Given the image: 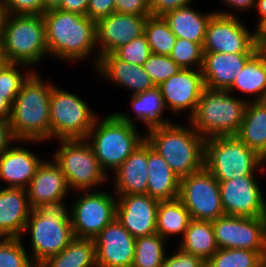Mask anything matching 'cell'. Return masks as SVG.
<instances>
[{
	"instance_id": "obj_1",
	"label": "cell",
	"mask_w": 266,
	"mask_h": 267,
	"mask_svg": "<svg viewBox=\"0 0 266 267\" xmlns=\"http://www.w3.org/2000/svg\"><path fill=\"white\" fill-rule=\"evenodd\" d=\"M43 19L49 56L76 63L91 57L94 59V69L97 67L99 53L95 20L60 9L46 11ZM94 49L97 52L94 53Z\"/></svg>"
},
{
	"instance_id": "obj_2",
	"label": "cell",
	"mask_w": 266,
	"mask_h": 267,
	"mask_svg": "<svg viewBox=\"0 0 266 267\" xmlns=\"http://www.w3.org/2000/svg\"><path fill=\"white\" fill-rule=\"evenodd\" d=\"M54 83L34 71L23 83L11 106L10 124L18 141H49L50 98Z\"/></svg>"
},
{
	"instance_id": "obj_3",
	"label": "cell",
	"mask_w": 266,
	"mask_h": 267,
	"mask_svg": "<svg viewBox=\"0 0 266 267\" xmlns=\"http://www.w3.org/2000/svg\"><path fill=\"white\" fill-rule=\"evenodd\" d=\"M187 123L184 126L172 122L144 132L146 141L180 178L204 167L205 138Z\"/></svg>"
},
{
	"instance_id": "obj_4",
	"label": "cell",
	"mask_w": 266,
	"mask_h": 267,
	"mask_svg": "<svg viewBox=\"0 0 266 267\" xmlns=\"http://www.w3.org/2000/svg\"><path fill=\"white\" fill-rule=\"evenodd\" d=\"M0 37L10 63L35 68L49 56L43 15L3 14Z\"/></svg>"
},
{
	"instance_id": "obj_5",
	"label": "cell",
	"mask_w": 266,
	"mask_h": 267,
	"mask_svg": "<svg viewBox=\"0 0 266 267\" xmlns=\"http://www.w3.org/2000/svg\"><path fill=\"white\" fill-rule=\"evenodd\" d=\"M227 90L205 88L194 115L188 120L205 139L237 135L248 100Z\"/></svg>"
},
{
	"instance_id": "obj_6",
	"label": "cell",
	"mask_w": 266,
	"mask_h": 267,
	"mask_svg": "<svg viewBox=\"0 0 266 267\" xmlns=\"http://www.w3.org/2000/svg\"><path fill=\"white\" fill-rule=\"evenodd\" d=\"M99 118L86 140L91 144L105 173H113L145 140V133L139 132L137 126L122 121L115 113Z\"/></svg>"
},
{
	"instance_id": "obj_7",
	"label": "cell",
	"mask_w": 266,
	"mask_h": 267,
	"mask_svg": "<svg viewBox=\"0 0 266 267\" xmlns=\"http://www.w3.org/2000/svg\"><path fill=\"white\" fill-rule=\"evenodd\" d=\"M24 233H30V256L37 266L59 254L75 238L68 205L32 209Z\"/></svg>"
},
{
	"instance_id": "obj_8",
	"label": "cell",
	"mask_w": 266,
	"mask_h": 267,
	"mask_svg": "<svg viewBox=\"0 0 266 267\" xmlns=\"http://www.w3.org/2000/svg\"><path fill=\"white\" fill-rule=\"evenodd\" d=\"M264 166L265 160L236 135L205 139L204 167L218 181L252 175Z\"/></svg>"
},
{
	"instance_id": "obj_9",
	"label": "cell",
	"mask_w": 266,
	"mask_h": 267,
	"mask_svg": "<svg viewBox=\"0 0 266 267\" xmlns=\"http://www.w3.org/2000/svg\"><path fill=\"white\" fill-rule=\"evenodd\" d=\"M57 141L60 146L52 159L64 173L70 191L99 190L110 174H106L100 166L91 144L86 139Z\"/></svg>"
},
{
	"instance_id": "obj_10",
	"label": "cell",
	"mask_w": 266,
	"mask_h": 267,
	"mask_svg": "<svg viewBox=\"0 0 266 267\" xmlns=\"http://www.w3.org/2000/svg\"><path fill=\"white\" fill-rule=\"evenodd\" d=\"M55 86L49 105L50 139H86L99 116L78 94Z\"/></svg>"
},
{
	"instance_id": "obj_11",
	"label": "cell",
	"mask_w": 266,
	"mask_h": 267,
	"mask_svg": "<svg viewBox=\"0 0 266 267\" xmlns=\"http://www.w3.org/2000/svg\"><path fill=\"white\" fill-rule=\"evenodd\" d=\"M77 193L79 197L68 207L74 236L94 239L116 218L117 196L104 189Z\"/></svg>"
},
{
	"instance_id": "obj_12",
	"label": "cell",
	"mask_w": 266,
	"mask_h": 267,
	"mask_svg": "<svg viewBox=\"0 0 266 267\" xmlns=\"http://www.w3.org/2000/svg\"><path fill=\"white\" fill-rule=\"evenodd\" d=\"M258 33L250 32L240 18L230 11L215 10L211 16L203 43L204 52L256 53Z\"/></svg>"
},
{
	"instance_id": "obj_13",
	"label": "cell",
	"mask_w": 266,
	"mask_h": 267,
	"mask_svg": "<svg viewBox=\"0 0 266 267\" xmlns=\"http://www.w3.org/2000/svg\"><path fill=\"white\" fill-rule=\"evenodd\" d=\"M178 199L189 211L191 219L214 221L225 215L219 182L205 167L180 178Z\"/></svg>"
},
{
	"instance_id": "obj_14",
	"label": "cell",
	"mask_w": 266,
	"mask_h": 267,
	"mask_svg": "<svg viewBox=\"0 0 266 267\" xmlns=\"http://www.w3.org/2000/svg\"><path fill=\"white\" fill-rule=\"evenodd\" d=\"M212 225L219 249L266 251V217L223 215Z\"/></svg>"
},
{
	"instance_id": "obj_15",
	"label": "cell",
	"mask_w": 266,
	"mask_h": 267,
	"mask_svg": "<svg viewBox=\"0 0 266 267\" xmlns=\"http://www.w3.org/2000/svg\"><path fill=\"white\" fill-rule=\"evenodd\" d=\"M256 174L218 181L225 215L266 217V200Z\"/></svg>"
},
{
	"instance_id": "obj_16",
	"label": "cell",
	"mask_w": 266,
	"mask_h": 267,
	"mask_svg": "<svg viewBox=\"0 0 266 267\" xmlns=\"http://www.w3.org/2000/svg\"><path fill=\"white\" fill-rule=\"evenodd\" d=\"M157 87L166 109L175 115L187 111V120L194 115L206 88L201 69H181Z\"/></svg>"
},
{
	"instance_id": "obj_17",
	"label": "cell",
	"mask_w": 266,
	"mask_h": 267,
	"mask_svg": "<svg viewBox=\"0 0 266 267\" xmlns=\"http://www.w3.org/2000/svg\"><path fill=\"white\" fill-rule=\"evenodd\" d=\"M116 196V219L135 239L157 233L158 200L148 194Z\"/></svg>"
},
{
	"instance_id": "obj_18",
	"label": "cell",
	"mask_w": 266,
	"mask_h": 267,
	"mask_svg": "<svg viewBox=\"0 0 266 267\" xmlns=\"http://www.w3.org/2000/svg\"><path fill=\"white\" fill-rule=\"evenodd\" d=\"M97 267H132L136 239L115 218L94 238Z\"/></svg>"
},
{
	"instance_id": "obj_19",
	"label": "cell",
	"mask_w": 266,
	"mask_h": 267,
	"mask_svg": "<svg viewBox=\"0 0 266 267\" xmlns=\"http://www.w3.org/2000/svg\"><path fill=\"white\" fill-rule=\"evenodd\" d=\"M26 190L32 209L67 205L64 201L72 192L64 173L53 159L43 160Z\"/></svg>"
},
{
	"instance_id": "obj_20",
	"label": "cell",
	"mask_w": 266,
	"mask_h": 267,
	"mask_svg": "<svg viewBox=\"0 0 266 267\" xmlns=\"http://www.w3.org/2000/svg\"><path fill=\"white\" fill-rule=\"evenodd\" d=\"M151 15L112 13L96 22L99 60L144 34L146 19Z\"/></svg>"
},
{
	"instance_id": "obj_21",
	"label": "cell",
	"mask_w": 266,
	"mask_h": 267,
	"mask_svg": "<svg viewBox=\"0 0 266 267\" xmlns=\"http://www.w3.org/2000/svg\"><path fill=\"white\" fill-rule=\"evenodd\" d=\"M41 141H16L12 146L0 154V181L7 184V188L27 189L39 165L44 159L35 155L32 150L20 144L40 143Z\"/></svg>"
},
{
	"instance_id": "obj_22",
	"label": "cell",
	"mask_w": 266,
	"mask_h": 267,
	"mask_svg": "<svg viewBox=\"0 0 266 267\" xmlns=\"http://www.w3.org/2000/svg\"><path fill=\"white\" fill-rule=\"evenodd\" d=\"M255 54L204 52L201 71L206 88L228 90Z\"/></svg>"
},
{
	"instance_id": "obj_23",
	"label": "cell",
	"mask_w": 266,
	"mask_h": 267,
	"mask_svg": "<svg viewBox=\"0 0 266 267\" xmlns=\"http://www.w3.org/2000/svg\"><path fill=\"white\" fill-rule=\"evenodd\" d=\"M101 79L132 91V95L155 88L143 66L123 62L114 54H106L94 69Z\"/></svg>"
},
{
	"instance_id": "obj_24",
	"label": "cell",
	"mask_w": 266,
	"mask_h": 267,
	"mask_svg": "<svg viewBox=\"0 0 266 267\" xmlns=\"http://www.w3.org/2000/svg\"><path fill=\"white\" fill-rule=\"evenodd\" d=\"M148 142L137 146L130 156L112 173L114 195L147 194Z\"/></svg>"
},
{
	"instance_id": "obj_25",
	"label": "cell",
	"mask_w": 266,
	"mask_h": 267,
	"mask_svg": "<svg viewBox=\"0 0 266 267\" xmlns=\"http://www.w3.org/2000/svg\"><path fill=\"white\" fill-rule=\"evenodd\" d=\"M32 208L26 189L0 188V238H23Z\"/></svg>"
},
{
	"instance_id": "obj_26",
	"label": "cell",
	"mask_w": 266,
	"mask_h": 267,
	"mask_svg": "<svg viewBox=\"0 0 266 267\" xmlns=\"http://www.w3.org/2000/svg\"><path fill=\"white\" fill-rule=\"evenodd\" d=\"M147 194L158 201H170L179 197L180 177L164 158L148 143Z\"/></svg>"
},
{
	"instance_id": "obj_27",
	"label": "cell",
	"mask_w": 266,
	"mask_h": 267,
	"mask_svg": "<svg viewBox=\"0 0 266 267\" xmlns=\"http://www.w3.org/2000/svg\"><path fill=\"white\" fill-rule=\"evenodd\" d=\"M130 97L132 98L130 100L132 111L136 115L134 118H131L130 114L128 115L125 112H114L122 121L137 126L135 120H138L147 130L158 127L159 125L172 123L171 119L169 120L168 118L166 119L165 116L164 118L162 116L167 109L158 87L136 95H131Z\"/></svg>"
},
{
	"instance_id": "obj_28",
	"label": "cell",
	"mask_w": 266,
	"mask_h": 267,
	"mask_svg": "<svg viewBox=\"0 0 266 267\" xmlns=\"http://www.w3.org/2000/svg\"><path fill=\"white\" fill-rule=\"evenodd\" d=\"M193 6L191 4L168 11L162 17L177 38L204 43L207 24L215 11L198 12L197 9L192 8Z\"/></svg>"
},
{
	"instance_id": "obj_29",
	"label": "cell",
	"mask_w": 266,
	"mask_h": 267,
	"mask_svg": "<svg viewBox=\"0 0 266 267\" xmlns=\"http://www.w3.org/2000/svg\"><path fill=\"white\" fill-rule=\"evenodd\" d=\"M236 136L260 157L266 159V100L248 101Z\"/></svg>"
},
{
	"instance_id": "obj_30",
	"label": "cell",
	"mask_w": 266,
	"mask_h": 267,
	"mask_svg": "<svg viewBox=\"0 0 266 267\" xmlns=\"http://www.w3.org/2000/svg\"><path fill=\"white\" fill-rule=\"evenodd\" d=\"M178 247L207 262L219 249L215 240L212 221L191 219Z\"/></svg>"
},
{
	"instance_id": "obj_31",
	"label": "cell",
	"mask_w": 266,
	"mask_h": 267,
	"mask_svg": "<svg viewBox=\"0 0 266 267\" xmlns=\"http://www.w3.org/2000/svg\"><path fill=\"white\" fill-rule=\"evenodd\" d=\"M249 101H265L266 100V67L262 59L256 53L244 66L240 74L236 77L232 86L227 90L235 94L236 91Z\"/></svg>"
},
{
	"instance_id": "obj_32",
	"label": "cell",
	"mask_w": 266,
	"mask_h": 267,
	"mask_svg": "<svg viewBox=\"0 0 266 267\" xmlns=\"http://www.w3.org/2000/svg\"><path fill=\"white\" fill-rule=\"evenodd\" d=\"M37 267H97L94 239L75 237L59 254L46 258Z\"/></svg>"
},
{
	"instance_id": "obj_33",
	"label": "cell",
	"mask_w": 266,
	"mask_h": 267,
	"mask_svg": "<svg viewBox=\"0 0 266 267\" xmlns=\"http://www.w3.org/2000/svg\"><path fill=\"white\" fill-rule=\"evenodd\" d=\"M191 217L185 205L177 198L170 201H159L156 231L164 239L170 236L185 235Z\"/></svg>"
},
{
	"instance_id": "obj_34",
	"label": "cell",
	"mask_w": 266,
	"mask_h": 267,
	"mask_svg": "<svg viewBox=\"0 0 266 267\" xmlns=\"http://www.w3.org/2000/svg\"><path fill=\"white\" fill-rule=\"evenodd\" d=\"M266 251L220 248L206 262V267H264Z\"/></svg>"
},
{
	"instance_id": "obj_35",
	"label": "cell",
	"mask_w": 266,
	"mask_h": 267,
	"mask_svg": "<svg viewBox=\"0 0 266 267\" xmlns=\"http://www.w3.org/2000/svg\"><path fill=\"white\" fill-rule=\"evenodd\" d=\"M167 240L159 233L136 238L132 267H162Z\"/></svg>"
},
{
	"instance_id": "obj_36",
	"label": "cell",
	"mask_w": 266,
	"mask_h": 267,
	"mask_svg": "<svg viewBox=\"0 0 266 267\" xmlns=\"http://www.w3.org/2000/svg\"><path fill=\"white\" fill-rule=\"evenodd\" d=\"M144 35L152 53L164 56L170 55L177 39L162 16H149L146 19Z\"/></svg>"
},
{
	"instance_id": "obj_37",
	"label": "cell",
	"mask_w": 266,
	"mask_h": 267,
	"mask_svg": "<svg viewBox=\"0 0 266 267\" xmlns=\"http://www.w3.org/2000/svg\"><path fill=\"white\" fill-rule=\"evenodd\" d=\"M24 67L26 71L22 73ZM34 71L23 64L9 63L0 73V95L12 105L23 83Z\"/></svg>"
},
{
	"instance_id": "obj_38",
	"label": "cell",
	"mask_w": 266,
	"mask_h": 267,
	"mask_svg": "<svg viewBox=\"0 0 266 267\" xmlns=\"http://www.w3.org/2000/svg\"><path fill=\"white\" fill-rule=\"evenodd\" d=\"M0 267H37L22 238H0Z\"/></svg>"
},
{
	"instance_id": "obj_39",
	"label": "cell",
	"mask_w": 266,
	"mask_h": 267,
	"mask_svg": "<svg viewBox=\"0 0 266 267\" xmlns=\"http://www.w3.org/2000/svg\"><path fill=\"white\" fill-rule=\"evenodd\" d=\"M182 69H201L203 65V43L177 38L169 55Z\"/></svg>"
},
{
	"instance_id": "obj_40",
	"label": "cell",
	"mask_w": 266,
	"mask_h": 267,
	"mask_svg": "<svg viewBox=\"0 0 266 267\" xmlns=\"http://www.w3.org/2000/svg\"><path fill=\"white\" fill-rule=\"evenodd\" d=\"M143 69L157 87L182 68L170 56L152 53L144 63Z\"/></svg>"
},
{
	"instance_id": "obj_41",
	"label": "cell",
	"mask_w": 266,
	"mask_h": 267,
	"mask_svg": "<svg viewBox=\"0 0 266 267\" xmlns=\"http://www.w3.org/2000/svg\"><path fill=\"white\" fill-rule=\"evenodd\" d=\"M113 54L123 62L143 66L152 51L146 36L142 34L128 44L118 48Z\"/></svg>"
},
{
	"instance_id": "obj_42",
	"label": "cell",
	"mask_w": 266,
	"mask_h": 267,
	"mask_svg": "<svg viewBox=\"0 0 266 267\" xmlns=\"http://www.w3.org/2000/svg\"><path fill=\"white\" fill-rule=\"evenodd\" d=\"M4 14L43 15L44 0H1Z\"/></svg>"
},
{
	"instance_id": "obj_43",
	"label": "cell",
	"mask_w": 266,
	"mask_h": 267,
	"mask_svg": "<svg viewBox=\"0 0 266 267\" xmlns=\"http://www.w3.org/2000/svg\"><path fill=\"white\" fill-rule=\"evenodd\" d=\"M162 267H206V262L201 257L187 253L177 246L170 256L167 253Z\"/></svg>"
},
{
	"instance_id": "obj_44",
	"label": "cell",
	"mask_w": 266,
	"mask_h": 267,
	"mask_svg": "<svg viewBox=\"0 0 266 267\" xmlns=\"http://www.w3.org/2000/svg\"><path fill=\"white\" fill-rule=\"evenodd\" d=\"M115 12L132 15H151L150 0H114Z\"/></svg>"
},
{
	"instance_id": "obj_45",
	"label": "cell",
	"mask_w": 266,
	"mask_h": 267,
	"mask_svg": "<svg viewBox=\"0 0 266 267\" xmlns=\"http://www.w3.org/2000/svg\"><path fill=\"white\" fill-rule=\"evenodd\" d=\"M114 12V0H88L87 16L96 22Z\"/></svg>"
},
{
	"instance_id": "obj_46",
	"label": "cell",
	"mask_w": 266,
	"mask_h": 267,
	"mask_svg": "<svg viewBox=\"0 0 266 267\" xmlns=\"http://www.w3.org/2000/svg\"><path fill=\"white\" fill-rule=\"evenodd\" d=\"M194 0H150L151 16H163L171 10L188 6Z\"/></svg>"
},
{
	"instance_id": "obj_47",
	"label": "cell",
	"mask_w": 266,
	"mask_h": 267,
	"mask_svg": "<svg viewBox=\"0 0 266 267\" xmlns=\"http://www.w3.org/2000/svg\"><path fill=\"white\" fill-rule=\"evenodd\" d=\"M18 141L12 131L10 119L0 117V154Z\"/></svg>"
},
{
	"instance_id": "obj_48",
	"label": "cell",
	"mask_w": 266,
	"mask_h": 267,
	"mask_svg": "<svg viewBox=\"0 0 266 267\" xmlns=\"http://www.w3.org/2000/svg\"><path fill=\"white\" fill-rule=\"evenodd\" d=\"M87 8L88 0H63L58 9L87 16Z\"/></svg>"
},
{
	"instance_id": "obj_49",
	"label": "cell",
	"mask_w": 266,
	"mask_h": 267,
	"mask_svg": "<svg viewBox=\"0 0 266 267\" xmlns=\"http://www.w3.org/2000/svg\"><path fill=\"white\" fill-rule=\"evenodd\" d=\"M254 9H256L260 15L256 21L255 31L258 34H263L266 32V0H256Z\"/></svg>"
},
{
	"instance_id": "obj_50",
	"label": "cell",
	"mask_w": 266,
	"mask_h": 267,
	"mask_svg": "<svg viewBox=\"0 0 266 267\" xmlns=\"http://www.w3.org/2000/svg\"><path fill=\"white\" fill-rule=\"evenodd\" d=\"M225 6H228V9H233L238 12L251 11L254 10L256 0H221Z\"/></svg>"
},
{
	"instance_id": "obj_51",
	"label": "cell",
	"mask_w": 266,
	"mask_h": 267,
	"mask_svg": "<svg viewBox=\"0 0 266 267\" xmlns=\"http://www.w3.org/2000/svg\"><path fill=\"white\" fill-rule=\"evenodd\" d=\"M256 53L262 59L266 67V34H258L255 43Z\"/></svg>"
},
{
	"instance_id": "obj_52",
	"label": "cell",
	"mask_w": 266,
	"mask_h": 267,
	"mask_svg": "<svg viewBox=\"0 0 266 267\" xmlns=\"http://www.w3.org/2000/svg\"><path fill=\"white\" fill-rule=\"evenodd\" d=\"M11 104L4 98V95H0V117L10 119L11 116Z\"/></svg>"
},
{
	"instance_id": "obj_53",
	"label": "cell",
	"mask_w": 266,
	"mask_h": 267,
	"mask_svg": "<svg viewBox=\"0 0 266 267\" xmlns=\"http://www.w3.org/2000/svg\"><path fill=\"white\" fill-rule=\"evenodd\" d=\"M63 0H44V13L52 9H58Z\"/></svg>"
},
{
	"instance_id": "obj_54",
	"label": "cell",
	"mask_w": 266,
	"mask_h": 267,
	"mask_svg": "<svg viewBox=\"0 0 266 267\" xmlns=\"http://www.w3.org/2000/svg\"><path fill=\"white\" fill-rule=\"evenodd\" d=\"M9 63L10 62L8 61L7 57L3 53H1L0 54V73Z\"/></svg>"
},
{
	"instance_id": "obj_55",
	"label": "cell",
	"mask_w": 266,
	"mask_h": 267,
	"mask_svg": "<svg viewBox=\"0 0 266 267\" xmlns=\"http://www.w3.org/2000/svg\"><path fill=\"white\" fill-rule=\"evenodd\" d=\"M3 9H2V3H1V0H0V31H1V21H2V18H3Z\"/></svg>"
},
{
	"instance_id": "obj_56",
	"label": "cell",
	"mask_w": 266,
	"mask_h": 267,
	"mask_svg": "<svg viewBox=\"0 0 266 267\" xmlns=\"http://www.w3.org/2000/svg\"><path fill=\"white\" fill-rule=\"evenodd\" d=\"M2 53L1 37H0V54Z\"/></svg>"
}]
</instances>
